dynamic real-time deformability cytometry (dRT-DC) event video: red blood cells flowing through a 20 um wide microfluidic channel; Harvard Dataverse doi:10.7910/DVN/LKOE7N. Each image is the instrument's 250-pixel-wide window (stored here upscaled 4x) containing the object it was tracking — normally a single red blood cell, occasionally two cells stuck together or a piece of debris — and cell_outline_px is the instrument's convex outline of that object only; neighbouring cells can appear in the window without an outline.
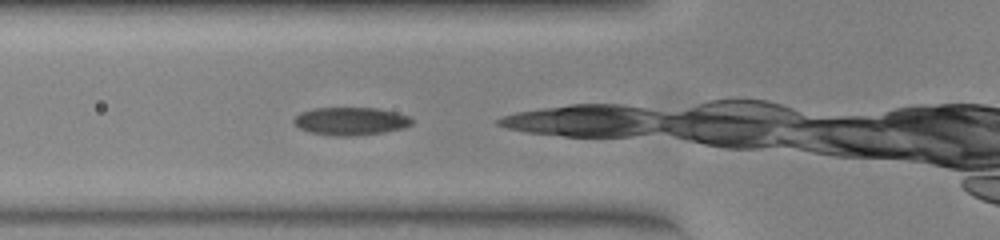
{"species": "common noctule bat (a hibernating species)", "species_latin": "Nyctalus noctula", "temperature_condition": "warm", "stored_images_in_passage": 7, "camera_frame_rate_fps": 3000, "um_per_image_px": 0.085, "animal": {"sex": "female", "body_mass_g": 23.0, "forearm_length_mm": 53.4}, "frame": {"image": 1, "passage_image": 3, "time_ms": 0.667, "image_size_px": [1000, 240], "cell_outline_px": [[412, 124], [404, 128], [384, 132], [352, 136], [336, 136], [312, 132], [300, 128], [292, 120], [300, 112], [316, 108], [376, 108], [396, 112], [408, 116], [412, 120]], "centroid_in_image_um": [29.82, 10.3], "position_along_channel_um": 96.0, "area_um2": 19.02}}